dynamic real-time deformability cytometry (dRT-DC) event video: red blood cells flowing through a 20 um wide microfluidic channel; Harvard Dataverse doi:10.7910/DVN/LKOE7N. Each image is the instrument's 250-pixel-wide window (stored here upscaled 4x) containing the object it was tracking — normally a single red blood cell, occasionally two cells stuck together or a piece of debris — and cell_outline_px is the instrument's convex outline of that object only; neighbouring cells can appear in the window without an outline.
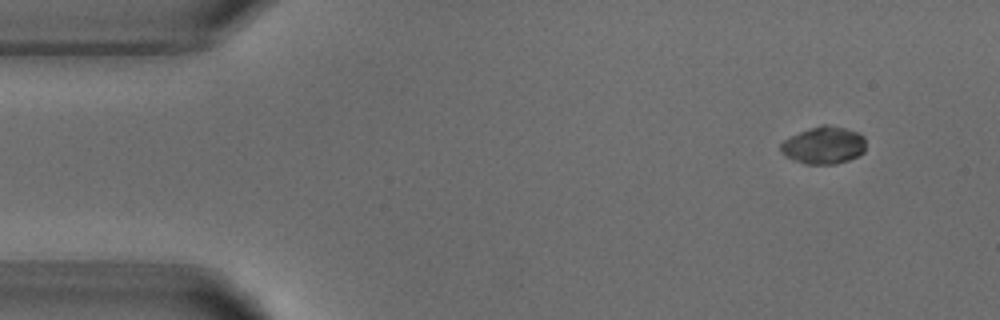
{"species": "common noctule bat (a hibernating species)", "species_latin": "Nyctalus noctula", "temperature_condition": "warm", "stored_images_in_passage": 4, "camera_frame_rate_fps": 3000, "um_per_image_px": 0.085, "animal": {"sex": "male", "body_mass_g": 18.8}, "frame": {"image": 1, "passage_image": 1, "time_ms": 0.0, "image_size_px": [1000, 320], "cell_outline_px": [[864, 152], [848, 160], [836, 164], [804, 164], [784, 156], [780, 152], [780, 144], [784, 140], [800, 132], [824, 124], [844, 128], [856, 132], [864, 136]], "centroid_in_image_um": [69.99, 12.37], "position_along_channel_um": 15.0, "area_um2": 18.32}}
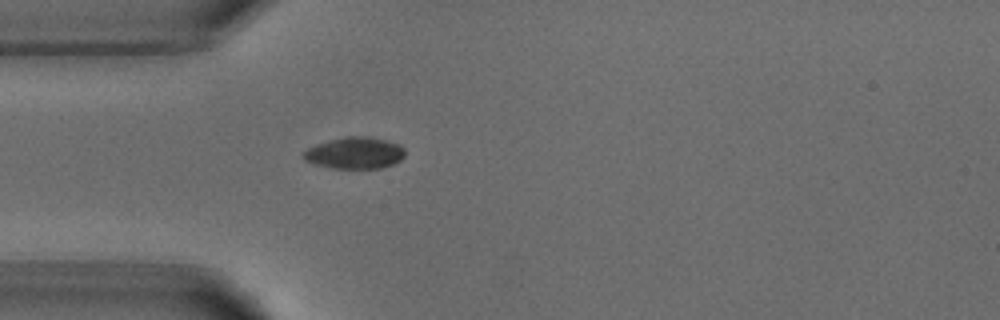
{"frame": {"image": 2, "passage_image": 4, "time_ms": 3.333, "image_size_px": [1000, 320], "cell_outline_px": [[404, 156], [400, 160], [392, 164], [380, 168], [332, 168], [316, 164], [304, 160], [300, 156], [300, 152], [316, 144], [344, 136], [368, 136], [388, 140], [400, 144], [404, 148]], "centroid_in_image_um": [30.13, 12.99], "position_along_channel_um": 54.9, "area_um2": 18.9}}